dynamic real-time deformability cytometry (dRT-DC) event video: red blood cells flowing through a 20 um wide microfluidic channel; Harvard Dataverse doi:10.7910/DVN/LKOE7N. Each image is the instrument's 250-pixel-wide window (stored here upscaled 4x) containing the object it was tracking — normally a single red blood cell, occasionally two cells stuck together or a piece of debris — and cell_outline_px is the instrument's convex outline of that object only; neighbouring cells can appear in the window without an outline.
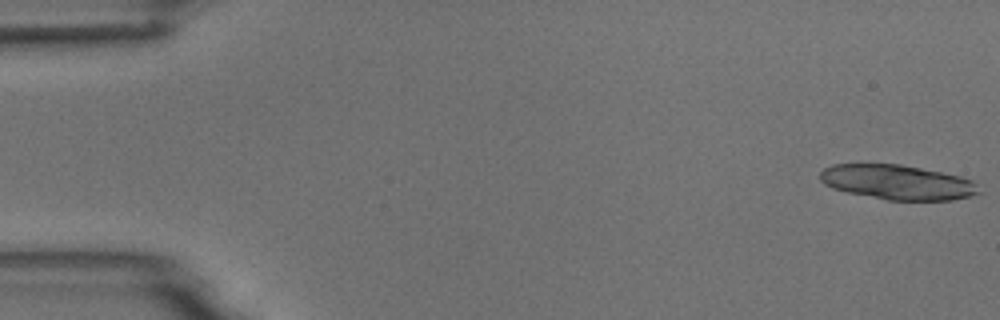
{"species": "common noctule bat (a hibernating species)", "species_latin": "Nyctalus noctula", "temperature_condition": "room temperature", "stored_images_in_passage": 6, "camera_frame_rate_fps": 3000, "um_per_image_px": 0.085, "animal": {"sex": "male", "body_mass_g": 18.8}, "frame": {"image": 1, "passage_image": 1, "time_ms": 0.0, "image_size_px": [1000, 320], "cell_outline_px": [[984, 192], [952, 200], [888, 200], [848, 192], [832, 188], [824, 184], [820, 180], [820, 172], [824, 168], [832, 164], [900, 164], [960, 176], [972, 180]], "centroid_in_image_um": [76.29, 15.49], "position_along_channel_um": 8.7, "area_um2": 32.08}}
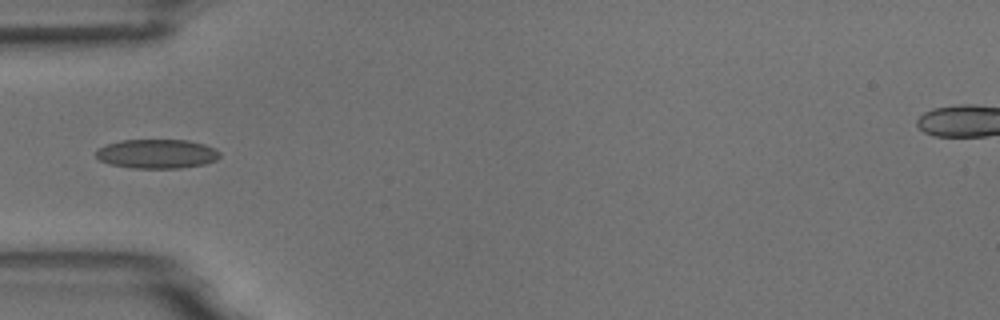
{"frame": {"image": 2, "passage_image": 6, "time_ms": 5.667, "image_size_px": [1000, 320], "cell_outline_px": [[220, 156], [216, 160], [204, 164], [180, 168], [132, 168], [108, 164], [100, 160], [96, 156], [96, 152], [100, 148], [108, 144], [120, 140], [188, 140], [204, 144], [216, 148], [220, 152]], "centroid_in_image_um": [13.36, 13.08], "position_along_channel_um": 71.6, "area_um2": 21.1}}